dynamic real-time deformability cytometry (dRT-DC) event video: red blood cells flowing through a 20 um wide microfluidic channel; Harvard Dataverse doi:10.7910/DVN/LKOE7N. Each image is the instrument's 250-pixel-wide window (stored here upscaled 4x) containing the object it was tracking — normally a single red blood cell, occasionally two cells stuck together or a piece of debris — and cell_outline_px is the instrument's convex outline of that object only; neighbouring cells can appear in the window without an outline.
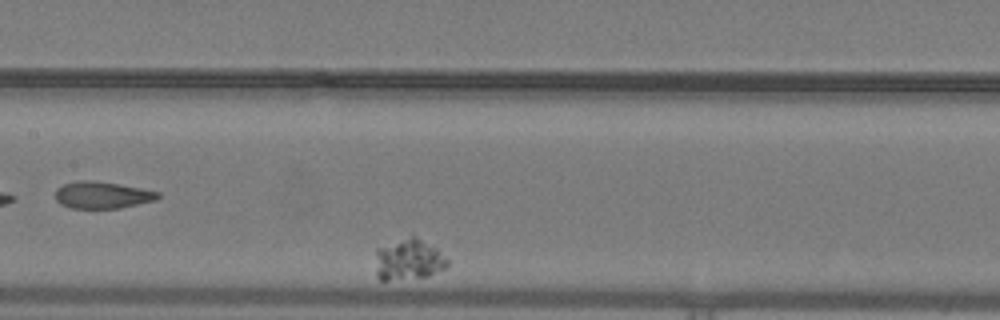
{"species": "common noctule bat (a hibernating species)", "species_latin": "Nyctalus noctula", "temperature_condition": "warm", "stored_images_in_passage": 37, "camera_frame_rate_fps": 3000, "um_per_image_px": 0.085, "animal": {"sex": "male", "body_mass_g": 19.2, "forearm_length_mm": 51.8}, "frame": {"image": 1, "passage_image": 27, "time_ms": 8.667, "image_size_px": [1000, 320], "cell_outline_px": [[448, 264], [444, 268], [428, 276], [388, 280], [380, 280], [376, 276], [376, 248], [412, 232], [436, 248], [448, 260]], "centroid_in_image_um": [34.7, 22.0], "position_along_channel_um": 172.7, "area_um2": 17.63}}
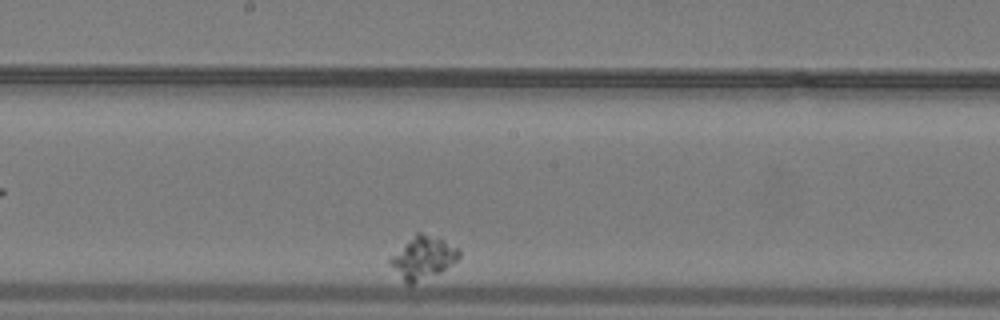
{"frame": {"image": 2, "passage_image": 31, "time_ms": 10.0, "image_size_px": [1000, 320], "cell_outline_px": [[460, 256], [456, 260], [440, 272], [412, 284], [408, 284], [388, 264], [388, 260], [416, 232], [420, 232], [444, 240], [460, 248]], "centroid_in_image_um": [35.96, 21.89], "position_along_channel_um": 212.2, "area_um2": 16.65}}
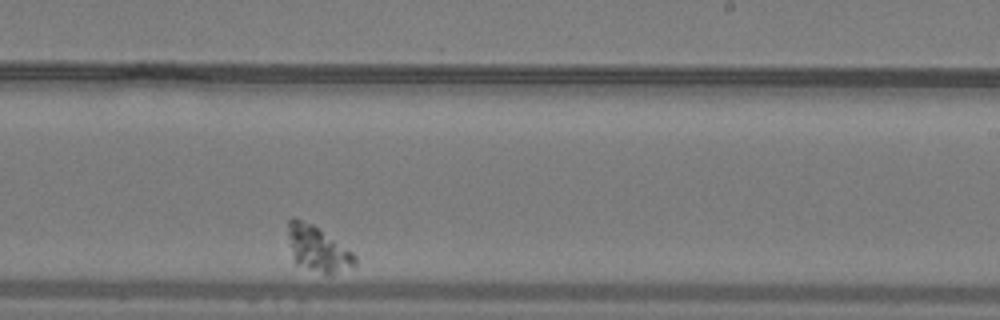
{"frame": {"image": 3, "passage_image": 36, "time_ms": 11.667, "image_size_px": [1000, 320], "cell_outline_px": [[356, 264], [328, 276], [296, 264], [292, 252], [288, 236], [288, 220], [292, 216], [312, 224], [320, 228], [352, 252], [356, 256]], "centroid_in_image_um": [27.0, 21.14], "position_along_channel_um": 262.0, "area_um2": 17.57}}